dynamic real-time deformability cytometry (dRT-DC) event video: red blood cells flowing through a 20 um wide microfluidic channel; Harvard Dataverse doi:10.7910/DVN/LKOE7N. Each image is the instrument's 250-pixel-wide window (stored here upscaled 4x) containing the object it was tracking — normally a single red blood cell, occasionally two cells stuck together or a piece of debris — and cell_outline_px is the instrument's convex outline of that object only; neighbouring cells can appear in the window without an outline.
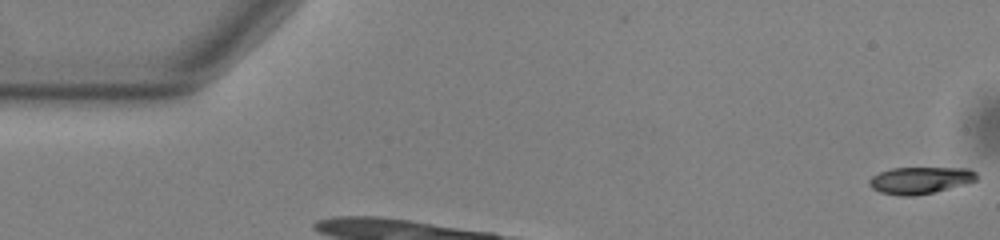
{"species": "common noctule bat (a hibernating species)", "species_latin": "Nyctalus noctula", "temperature_condition": "warm", "stored_images_in_passage": 54, "camera_frame_rate_fps": 3000, "um_per_image_px": 0.085, "animal": {"sex": "male", "body_mass_g": 13.0, "forearm_length_mm": 53.1}, "frame": {"image": 1, "passage_image": 1, "time_ms": 0.0, "image_size_px": [1000, 240], "cell_outline_px": [[976, 180], [968, 184], [916, 196], [900, 196], [880, 192], [872, 188], [868, 184], [868, 180], [872, 176], [880, 172], [892, 168], [968, 168], [976, 172]], "centroid_in_image_um": [78.21, 15.33], "position_along_channel_um": 6.8, "area_um2": 16.94}}
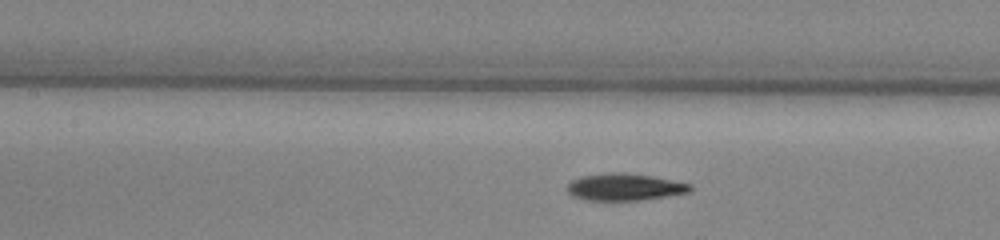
{"frame": {"image": 2, "passage_image": 24, "time_ms": 7.667, "image_size_px": [1000, 240], "cell_outline_px": [[692, 192], [640, 200], [584, 200], [572, 196], [568, 192], [568, 184], [572, 180], [580, 176], [608, 172], [620, 172], [652, 176], [692, 184]], "centroid_in_image_um": [53.09, 15.89], "position_along_channel_um": 154.3, "area_um2": 19.42}}
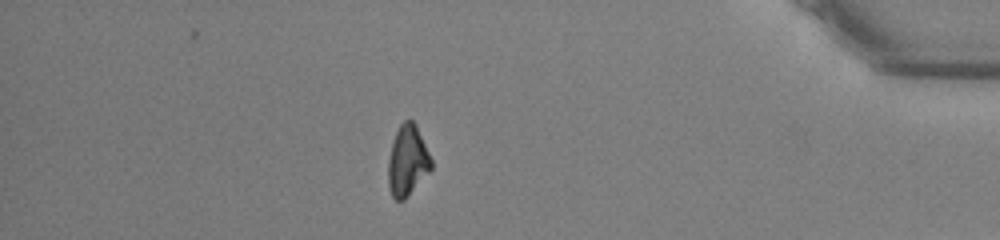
{"frame": {"image": 3, "passage_image": 47, "time_ms": 15.333, "image_size_px": [1000, 240], "cell_outline_px": [[432, 168], [404, 200], [396, 200], [392, 196], [388, 184], [388, 160], [392, 144], [396, 132], [400, 124], [404, 120], [412, 120], [416, 124], [432, 160]], "centroid_in_image_um": [34.63, 13.65], "position_along_channel_um": 400.6, "area_um2": 17.51}, "authors_computed_cell_mechanics": {"area_um2": 18.4093, "velocity_mm_per_s": 3.8013, "shape_relaxation_time_tau1_ms": 3.4071, "shape_relaxation_time_tau2_ms": 10.1295, "deformation_change_tau1": 0.1343, "deformation_change_tau2": 0.1822}}